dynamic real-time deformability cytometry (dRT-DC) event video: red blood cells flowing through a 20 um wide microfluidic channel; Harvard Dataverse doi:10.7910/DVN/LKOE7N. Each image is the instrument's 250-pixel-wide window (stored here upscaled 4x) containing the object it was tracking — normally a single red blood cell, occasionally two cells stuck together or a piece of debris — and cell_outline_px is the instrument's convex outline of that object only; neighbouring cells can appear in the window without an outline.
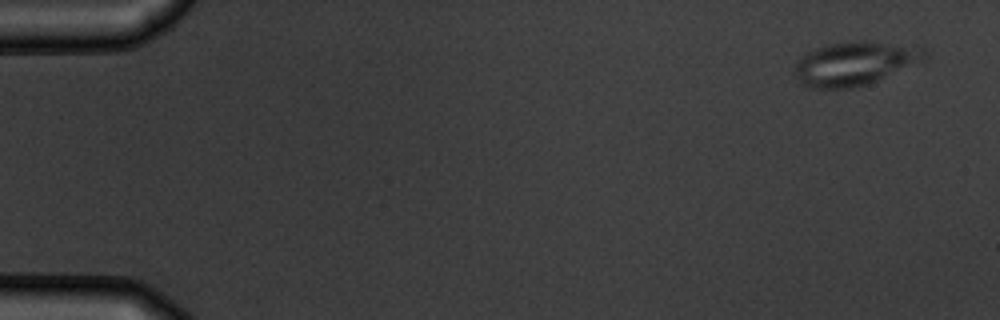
{"species": "common noctule bat (a hibernating species)", "species_latin": "Nyctalus noctula", "temperature_condition": "warm", "stored_images_in_passage": 5, "camera_frame_rate_fps": 3000, "um_per_image_px": 0.085, "animal": {"sex": "male", "body_mass_g": 19.5, "forearm_length_mm": 54.6}, "frame": {"image": 1, "passage_image": 1, "time_ms": 0.0, "image_size_px": [1000, 320], "cell_outline_px": [[928, 56], [920, 60], [876, 80], [852, 88], [812, 88], [800, 84], [792, 72], [792, 68], [796, 60], [808, 52], [816, 48], [828, 44], [852, 40], [868, 40], [924, 44], [928, 52]], "centroid_in_image_um": [72.65, 5.33], "position_along_channel_um": 12.4, "area_um2": 33.7}}